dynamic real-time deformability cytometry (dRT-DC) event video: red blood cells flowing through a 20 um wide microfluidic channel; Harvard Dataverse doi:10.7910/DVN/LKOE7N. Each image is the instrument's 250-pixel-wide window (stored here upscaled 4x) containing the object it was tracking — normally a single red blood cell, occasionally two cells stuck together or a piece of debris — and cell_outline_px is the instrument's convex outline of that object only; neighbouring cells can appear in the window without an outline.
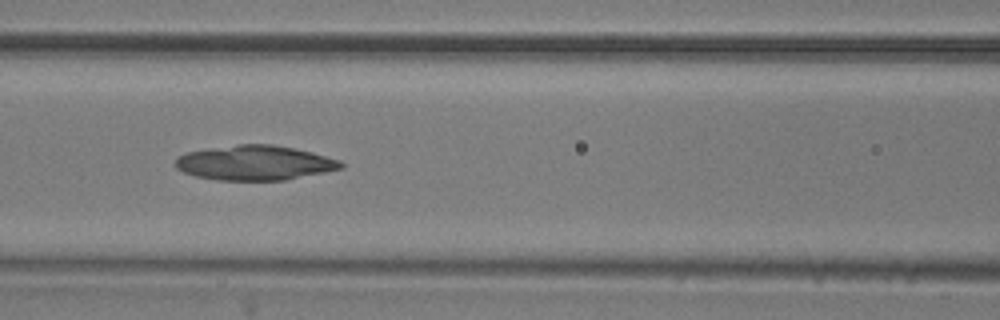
{"species": "common noctule bat (a hibernating species)", "species_latin": "Nyctalus noctula", "temperature_condition": "room temperature", "stored_images_in_passage": 48, "camera_frame_rate_fps": 3000, "um_per_image_px": 0.085, "animal": {"sex": "male", "body_mass_g": 20.5, "forearm_length_mm": 52.5}, "frame": {"image": 1, "passage_image": 18, "time_ms": 5.667, "image_size_px": [1000, 320], "cell_outline_px": [[344, 168], [284, 180], [216, 180], [196, 176], [184, 172], [176, 168], [176, 160], [180, 156], [188, 152], [236, 144], [272, 144], [312, 152], [340, 160], [344, 164]], "centroid_in_image_um": [21.68, 13.84], "position_along_channel_um": 144.9, "area_um2": 33.23}}
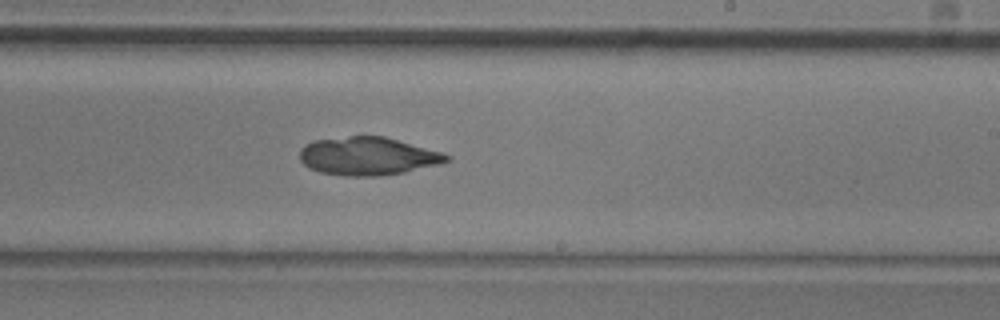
{"frame": {"image": 2, "passage_image": 27, "time_ms": 8.667, "image_size_px": [1000, 320], "cell_outline_px": [[452, 160], [440, 164], [404, 172], [376, 176], [344, 176], [320, 172], [308, 168], [300, 160], [300, 148], [312, 140], [348, 136], [384, 136], [440, 152], [452, 156]], "centroid_in_image_um": [31.24, 13.27], "position_along_channel_um": 257.8, "area_um2": 32.66}}
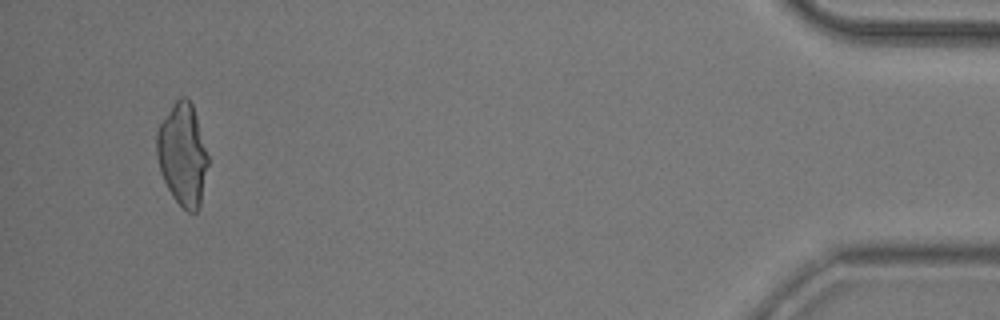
{"frame": {"image": 3, "passage_image": 46, "time_ms": 15.0, "image_size_px": [1000, 320], "cell_outline_px": [[208, 164], [200, 208], [196, 212], [188, 212], [172, 196], [160, 172], [156, 156], [156, 132], [160, 124], [176, 100], [180, 96], [188, 96], [192, 104], [196, 116], [208, 156]], "centroid_in_image_um": [15.52, 13.14], "position_along_channel_um": 419.7, "area_um2": 30.46}}